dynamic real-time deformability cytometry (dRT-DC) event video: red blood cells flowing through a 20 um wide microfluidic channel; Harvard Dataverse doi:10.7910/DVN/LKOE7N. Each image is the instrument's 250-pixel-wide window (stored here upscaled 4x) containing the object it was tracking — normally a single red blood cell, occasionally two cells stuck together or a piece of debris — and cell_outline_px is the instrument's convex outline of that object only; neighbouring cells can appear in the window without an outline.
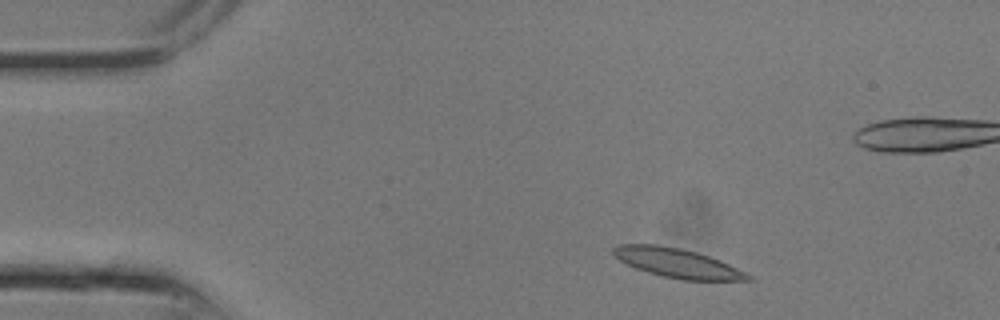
{"species": "common noctule bat (a hibernating species)", "species_latin": "Nyctalus noctula", "temperature_condition": "room temperature", "stored_images_in_passage": 7, "camera_frame_rate_fps": 3000, "um_per_image_px": 0.085, "animal": {"sex": "male", "body_mass_g": 13.3}, "frame": {"image": 1, "passage_image": 2, "time_ms": 0.333, "image_size_px": [1000, 320], "cell_outline_px": [[752, 280], [684, 280], [664, 276], [648, 272], [636, 268], [620, 260], [612, 252], [612, 248], [616, 244], [656, 244], [680, 248], [696, 252], [720, 260], [752, 276]], "centroid_in_image_um": [57.54, 22.34], "position_along_channel_um": 27.5, "area_um2": 22.6}}
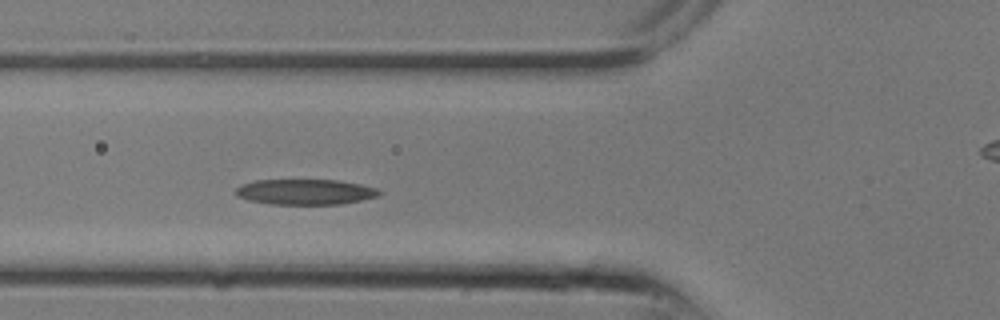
{"frame": {"image": 2, "passage_image": 7, "time_ms": 2.0, "image_size_px": [1000, 320], "cell_outline_px": [[380, 192], [376, 196], [360, 200], [340, 204], [268, 204], [248, 200], [236, 196], [236, 188], [240, 184], [256, 180], [340, 180], [360, 184], [376, 188]], "centroid_in_image_um": [25.88, 16.31], "position_along_channel_um": 99.9, "area_um2": 21.21}}